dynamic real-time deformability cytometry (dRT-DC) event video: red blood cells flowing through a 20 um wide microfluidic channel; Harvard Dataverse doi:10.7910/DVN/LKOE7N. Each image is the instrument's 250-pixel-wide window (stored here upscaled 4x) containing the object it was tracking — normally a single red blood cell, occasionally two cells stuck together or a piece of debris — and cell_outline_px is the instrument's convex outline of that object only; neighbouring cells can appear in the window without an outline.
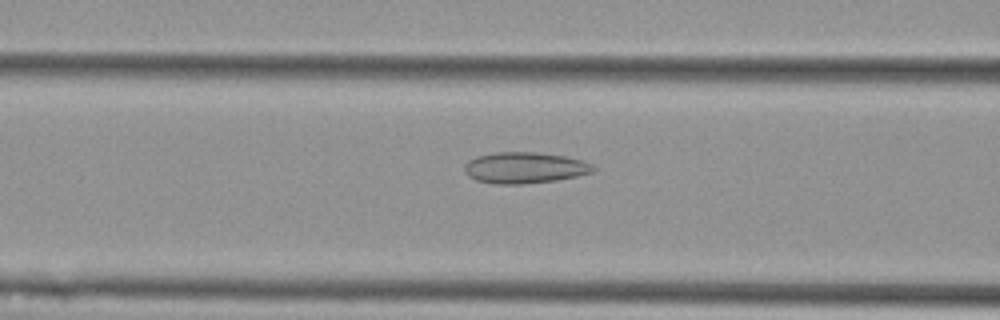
{"species": "Egyptian fruit bat (a non-hibernating species)", "species_latin": "Rousettus aegyptiacus", "temperature_condition": "cold", "stored_images_in_passage": 43, "camera_frame_rate_fps": 3000, "um_per_image_px": 0.085, "animal": {"sex": "female"}, "frame": {"image": 1, "passage_image": 9, "time_ms": 2.667, "image_size_px": [1000, 320], "cell_outline_px": [[596, 168], [592, 172], [576, 176], [556, 180], [524, 184], [496, 184], [476, 180], [468, 176], [464, 172], [464, 164], [468, 160], [476, 156], [496, 152], [536, 152], [568, 156], [584, 160], [592, 164]], "centroid_in_image_um": [44.59, 14.25], "position_along_channel_um": 122.0, "area_um2": 23.64}}
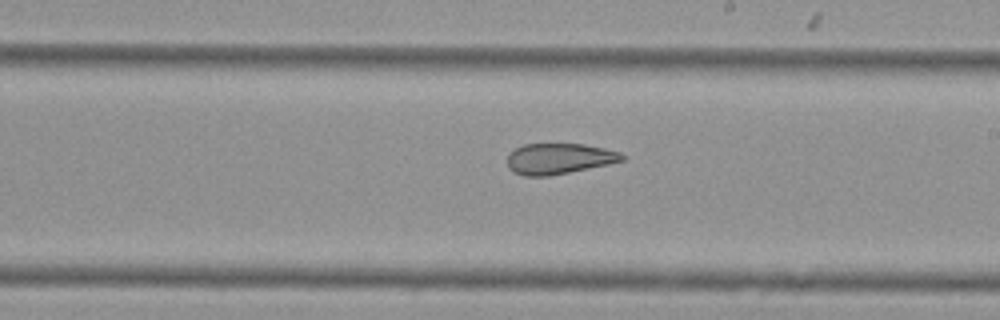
{"frame": {"image": 2, "passage_image": 19, "time_ms": 6.0, "image_size_px": [1000, 320], "cell_outline_px": [[624, 160], [608, 164], [548, 176], [524, 176], [508, 168], [508, 156], [516, 148], [524, 144], [584, 144], [604, 148], [620, 152], [624, 156]], "centroid_in_image_um": [47.52, 13.48], "position_along_channel_um": 241.5, "area_um2": 20.29}}
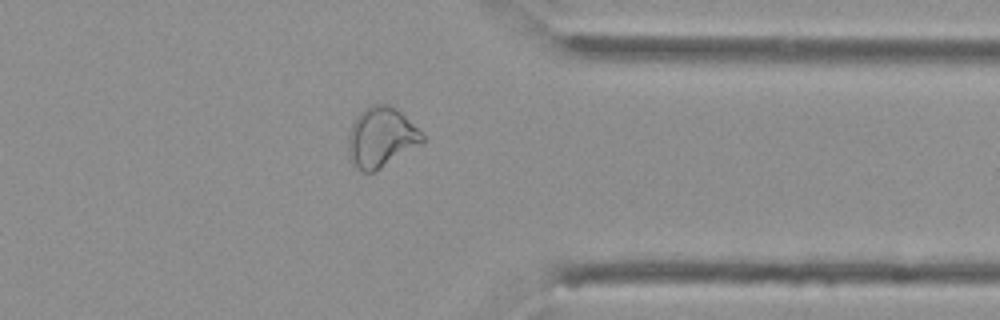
{"frame": {"image": 3, "passage_image": 31, "time_ms": 10.0, "image_size_px": [1000, 320], "cell_outline_px": [[424, 140], [420, 144], [380, 168], [372, 172], [364, 172], [352, 160], [348, 152], [348, 136], [352, 124], [356, 116], [364, 108], [372, 104], [388, 104], [396, 108], [424, 136]], "centroid_in_image_um": [32.37, 11.64], "position_along_channel_um": 379.0, "area_um2": 25.2}, "authors_computed_cell_mechanics": {"area_um2": 23.6402, "velocity_mm_per_s": 3.6067, "shape_relaxation_time_tau1_ms": null, "shape_relaxation_time_tau2_ms": 2.528, "deformation_change_tau1": null, "deformation_change_tau2": 0.0957}}